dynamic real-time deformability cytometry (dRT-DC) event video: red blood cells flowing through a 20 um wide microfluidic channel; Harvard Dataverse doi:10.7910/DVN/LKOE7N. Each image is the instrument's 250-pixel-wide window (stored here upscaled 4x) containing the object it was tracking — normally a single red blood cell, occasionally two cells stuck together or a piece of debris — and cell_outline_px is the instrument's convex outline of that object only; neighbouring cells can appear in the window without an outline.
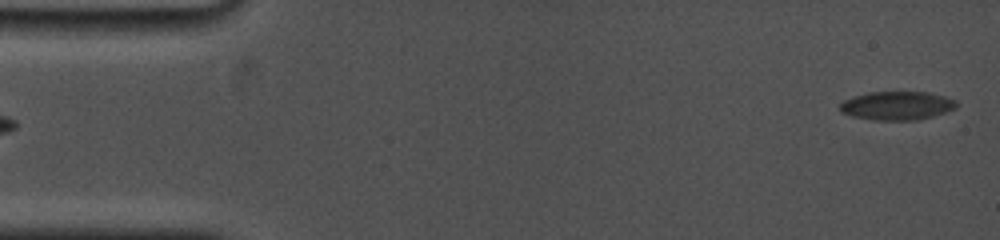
{"species": "common noctule bat (a hibernating species)", "species_latin": "Nyctalus noctula", "temperature_condition": "cold", "stored_images_in_passage": 2, "segment_of_instrument_passage": [2, 2], "camera_frame_rate_fps": 5000, "um_per_image_px": 0.085, "animal": {"sex": "female", "body_mass_g": 19.0, "forearm_length_mm": 53.3}, "frame": {"image": 1, "passage_image": 2, "time_ms": 1.0, "image_size_px": [1000, 240], "cell_outline_px": [[956, 108], [932, 116], [916, 120], [872, 120], [852, 116], [840, 112], [840, 104], [844, 100], [852, 96], [868, 92], [928, 92], [944, 96], [956, 100]], "centroid_in_image_um": [76.21, 8.98], "position_along_channel_um": 8.8, "area_um2": 19.42}}